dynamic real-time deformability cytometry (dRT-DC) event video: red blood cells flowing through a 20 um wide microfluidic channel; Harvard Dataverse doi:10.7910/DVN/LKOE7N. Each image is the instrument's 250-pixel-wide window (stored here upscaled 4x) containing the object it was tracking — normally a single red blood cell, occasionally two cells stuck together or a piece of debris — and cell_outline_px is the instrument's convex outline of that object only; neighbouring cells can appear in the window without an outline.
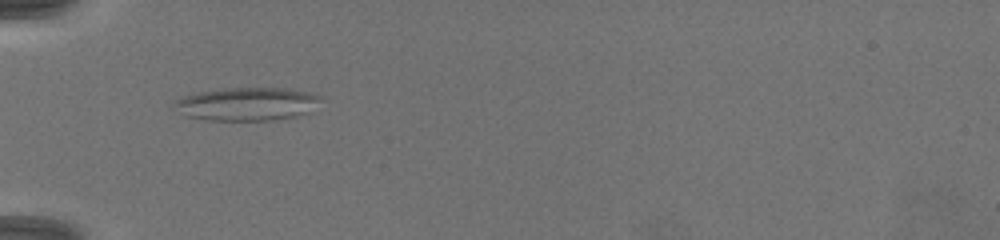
{"species": "common noctule bat (a hibernating species)", "species_latin": "Nyctalus noctula", "temperature_condition": "warm", "stored_images_in_passage": 30, "camera_frame_rate_fps": 3000, "um_per_image_px": 0.085, "animal": {"sex": "female", "body_mass_g": 19.5, "forearm_length_mm": 54.1}, "frame": {"image": 1, "passage_image": 12, "time_ms": 6.0, "image_size_px": [1000, 240], "cell_outline_px": [[320, 100], [312, 112], [296, 116], [272, 120], [208, 120], [188, 116], [176, 104], [176, 100], [184, 96], [200, 92], [224, 88], [288, 88], [308, 92], [320, 96]], "centroid_in_image_um": [21.1, 8.83], "position_along_channel_um": 63.9, "area_um2": 27.86}}
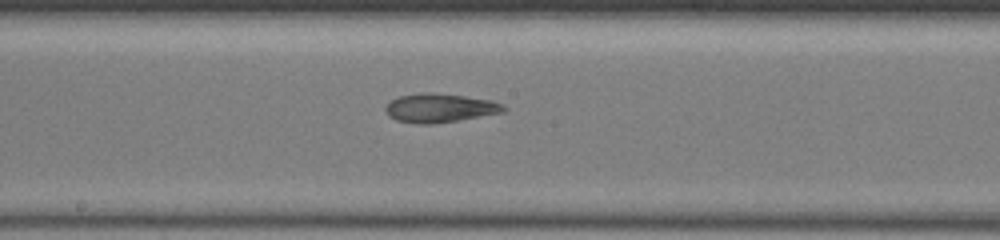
{"frame": {"image": 2, "passage_image": 18, "time_ms": 9.667, "image_size_px": [1000, 240], "cell_outline_px": [[508, 108], [504, 112], [432, 124], [420, 124], [396, 120], [388, 116], [384, 108], [392, 100], [400, 96], [420, 92], [432, 92], [464, 96], [492, 100], [504, 104]], "centroid_in_image_um": [37.39, 9.17], "position_along_channel_um": 210.8, "area_um2": 19.83}}
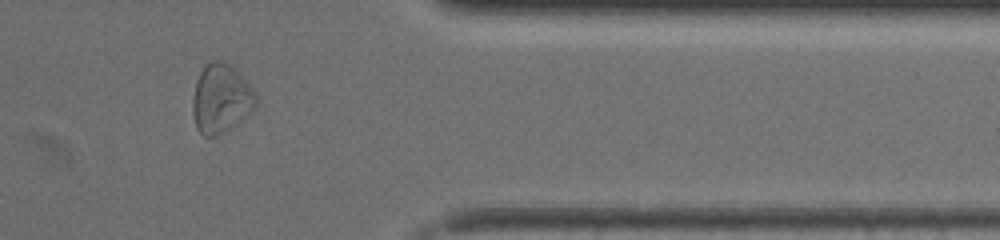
{"frame": {"image": 3, "passage_image": 28, "time_ms": 14.333, "image_size_px": [1000, 240], "cell_outline_px": [[256, 104], [232, 128], [216, 136], [204, 136], [196, 128], [192, 112], [192, 100], [196, 80], [200, 72], [212, 60], [220, 60], [228, 64], [248, 84], [256, 96]], "centroid_in_image_um": [18.72, 8.41], "position_along_channel_um": 392.7, "area_um2": 24.8}, "authors_computed_cell_mechanics": {"area_um2": 24.0737, "velocity_mm_per_s": 4.163, "shape_relaxation_time_tau1_ms": null, "shape_relaxation_time_tau2_ms": 4.5351, "deformation_change_tau1": null, "deformation_change_tau2": 0.1396}}